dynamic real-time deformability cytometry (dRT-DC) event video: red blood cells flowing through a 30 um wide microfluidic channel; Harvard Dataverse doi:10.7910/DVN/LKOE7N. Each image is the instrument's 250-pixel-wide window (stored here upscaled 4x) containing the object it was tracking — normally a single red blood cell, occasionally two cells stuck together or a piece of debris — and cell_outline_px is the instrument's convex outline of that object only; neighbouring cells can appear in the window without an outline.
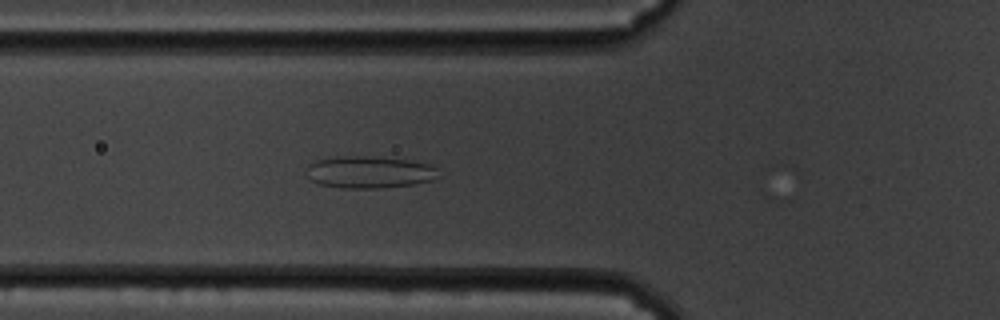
{"species": "common noctule bat (a hibernating species)", "species_latin": "Nyctalus noctula", "temperature_condition": "cold", "stored_images_in_passage": 25, "camera_frame_rate_fps": 3000, "um_per_image_px": 0.085, "animal": {"sex": "male", "body_mass_g": 19.5, "forearm_length_mm": 54.6}, "frame": {"image": 1, "passage_image": 21, "time_ms": 6.667, "image_size_px": [1000, 320], "cell_outline_px": [[440, 176], [432, 180], [412, 184], [380, 188], [340, 188], [320, 184], [312, 180], [308, 176], [308, 164], [312, 160], [336, 156], [368, 156], [408, 160], [428, 164], [436, 168]], "centroid_in_image_um": [31.37, 14.62], "position_along_channel_um": 94.4, "area_um2": 24.68}}